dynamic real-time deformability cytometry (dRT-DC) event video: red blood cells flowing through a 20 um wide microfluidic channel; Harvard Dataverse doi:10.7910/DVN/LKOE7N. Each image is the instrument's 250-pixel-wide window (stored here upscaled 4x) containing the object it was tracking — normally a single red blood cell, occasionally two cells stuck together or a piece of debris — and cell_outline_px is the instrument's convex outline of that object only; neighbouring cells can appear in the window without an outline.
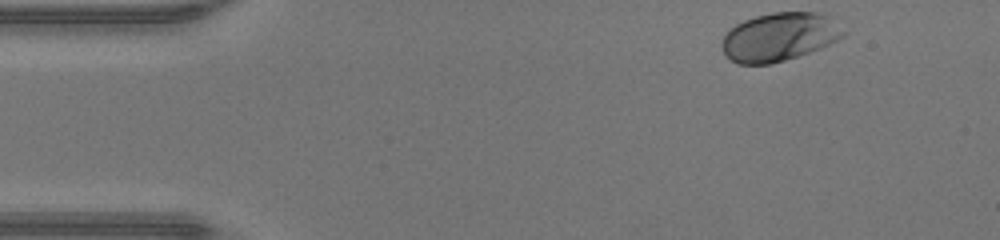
{"species": "human", "species_latin": "Homo sapiens", "temperature_condition": "warm", "stored_images_in_passage": 37, "camera_frame_rate_fps": 3000, "um_per_image_px": 0.085, "donor": {"sex": "male"}, "frame": {"image": 1, "passage_image": 1, "time_ms": 0.0, "image_size_px": [1000, 240], "cell_outline_px": [[848, 32], [844, 36], [820, 48], [784, 60], [768, 64], [736, 64], [724, 56], [724, 36], [736, 24], [744, 20], [756, 16], [772, 12], [820, 12], [836, 16]], "centroid_in_image_um": [66.34, 3.1], "position_along_channel_um": 18.7, "area_um2": 34.56}}
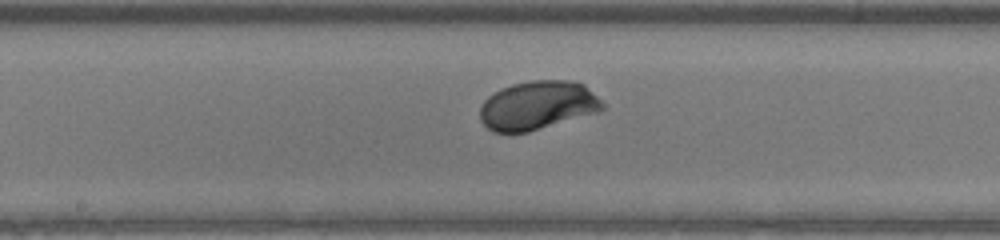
{"frame": {"image": 2, "passage_image": 20, "time_ms": 6.333, "image_size_px": [1000, 240], "cell_outline_px": [[604, 108], [600, 112], [528, 132], [492, 132], [480, 120], [480, 108], [484, 100], [488, 96], [500, 88], [512, 84], [528, 80], [572, 80], [584, 84], [604, 104]], "centroid_in_image_um": [45.69, 8.95], "position_along_channel_um": 202.5, "area_um2": 35.03}}
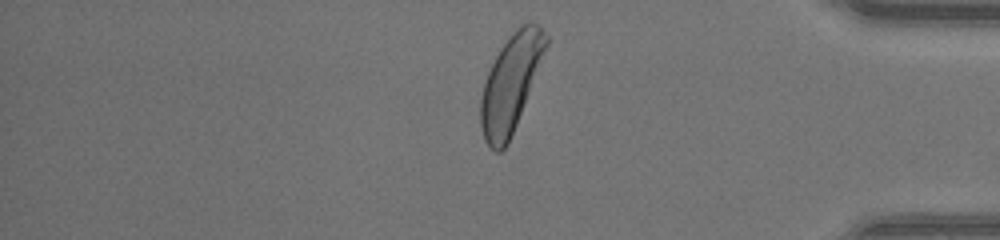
{"frame": {"image": 3, "passage_image": 35, "time_ms": 11.333, "image_size_px": [1000, 240], "cell_outline_px": [[548, 44], [508, 144], [500, 152], [496, 152], [488, 148], [484, 140], [480, 124], [480, 100], [484, 80], [500, 48], [512, 32], [516, 28], [524, 24], [540, 24], [548, 36]], "centroid_in_image_um": [43.38, 7.11], "position_along_channel_um": 391.8, "area_um2": 36.41}, "authors_computed_cell_mechanics": {"area_um2": 34.969, "velocity_mm_per_s": 4.3623, "shape_relaxation_time_tau1_ms": 1.7466, "shape_relaxation_time_tau2_ms": null, "deformation_change_tau1": 0.1562, "deformation_change_tau2": null}}